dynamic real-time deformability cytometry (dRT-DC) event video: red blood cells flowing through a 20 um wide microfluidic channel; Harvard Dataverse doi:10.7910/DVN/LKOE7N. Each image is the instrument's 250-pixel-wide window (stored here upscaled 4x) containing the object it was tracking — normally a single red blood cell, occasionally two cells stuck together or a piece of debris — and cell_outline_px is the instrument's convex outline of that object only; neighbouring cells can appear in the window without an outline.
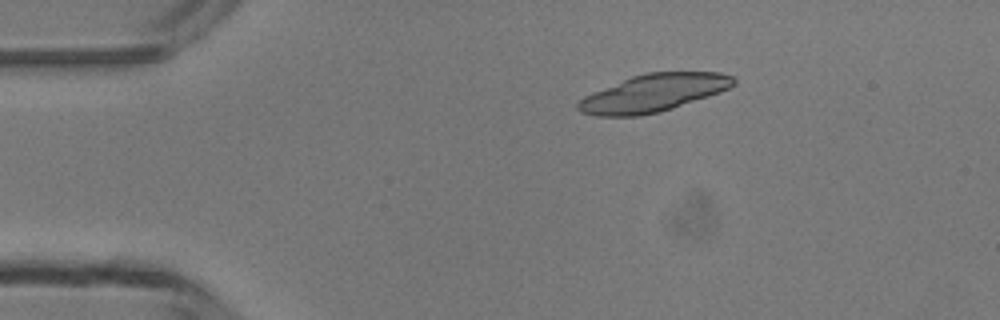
{"species": "common noctule bat (a hibernating species)", "species_latin": "Nyctalus noctula", "temperature_condition": "room temperature", "stored_images_in_passage": 3, "camera_frame_rate_fps": 3000, "um_per_image_px": 0.085, "animal": {"sex": "male", "body_mass_g": 13.3}, "frame": {"image": 1, "passage_image": 1, "time_ms": 0.0, "image_size_px": [1000, 320], "cell_outline_px": [[736, 84], [720, 92], [660, 112], [640, 116], [596, 116], [580, 112], [576, 108], [576, 104], [584, 96], [632, 76], [644, 72], [720, 72], [732, 76], [736, 80]], "centroid_in_image_um": [55.53, 7.91], "position_along_channel_um": 29.5, "area_um2": 33.87}}